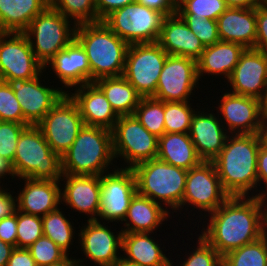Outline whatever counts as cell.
Masks as SVG:
<instances>
[{"label":"cell","mask_w":267,"mask_h":266,"mask_svg":"<svg viewBox=\"0 0 267 266\" xmlns=\"http://www.w3.org/2000/svg\"><path fill=\"white\" fill-rule=\"evenodd\" d=\"M53 152L62 156L84 126L78 105L65 94L37 124Z\"/></svg>","instance_id":"12"},{"label":"cell","mask_w":267,"mask_h":266,"mask_svg":"<svg viewBox=\"0 0 267 266\" xmlns=\"http://www.w3.org/2000/svg\"><path fill=\"white\" fill-rule=\"evenodd\" d=\"M266 233H267V210H266Z\"/></svg>","instance_id":"60"},{"label":"cell","mask_w":267,"mask_h":266,"mask_svg":"<svg viewBox=\"0 0 267 266\" xmlns=\"http://www.w3.org/2000/svg\"><path fill=\"white\" fill-rule=\"evenodd\" d=\"M189 255L182 266H222V256L201 235L197 248Z\"/></svg>","instance_id":"44"},{"label":"cell","mask_w":267,"mask_h":266,"mask_svg":"<svg viewBox=\"0 0 267 266\" xmlns=\"http://www.w3.org/2000/svg\"><path fill=\"white\" fill-rule=\"evenodd\" d=\"M157 159L186 170L202 162L189 133H164L159 137Z\"/></svg>","instance_id":"30"},{"label":"cell","mask_w":267,"mask_h":266,"mask_svg":"<svg viewBox=\"0 0 267 266\" xmlns=\"http://www.w3.org/2000/svg\"><path fill=\"white\" fill-rule=\"evenodd\" d=\"M222 266H267V233L227 253L222 257Z\"/></svg>","instance_id":"33"},{"label":"cell","mask_w":267,"mask_h":266,"mask_svg":"<svg viewBox=\"0 0 267 266\" xmlns=\"http://www.w3.org/2000/svg\"><path fill=\"white\" fill-rule=\"evenodd\" d=\"M149 233H123L122 249L126 260L141 266H173L160 244Z\"/></svg>","instance_id":"29"},{"label":"cell","mask_w":267,"mask_h":266,"mask_svg":"<svg viewBox=\"0 0 267 266\" xmlns=\"http://www.w3.org/2000/svg\"><path fill=\"white\" fill-rule=\"evenodd\" d=\"M220 41L255 48L256 9L227 8L216 20Z\"/></svg>","instance_id":"26"},{"label":"cell","mask_w":267,"mask_h":266,"mask_svg":"<svg viewBox=\"0 0 267 266\" xmlns=\"http://www.w3.org/2000/svg\"><path fill=\"white\" fill-rule=\"evenodd\" d=\"M230 196L224 191L215 165L202 161L188 170L181 209L193 205L209 213L220 207ZM184 205V206H183Z\"/></svg>","instance_id":"13"},{"label":"cell","mask_w":267,"mask_h":266,"mask_svg":"<svg viewBox=\"0 0 267 266\" xmlns=\"http://www.w3.org/2000/svg\"><path fill=\"white\" fill-rule=\"evenodd\" d=\"M0 186V220L12 215L17 209L16 198L7 192L8 190Z\"/></svg>","instance_id":"51"},{"label":"cell","mask_w":267,"mask_h":266,"mask_svg":"<svg viewBox=\"0 0 267 266\" xmlns=\"http://www.w3.org/2000/svg\"><path fill=\"white\" fill-rule=\"evenodd\" d=\"M111 266H141V265H139L137 263L130 262V261L126 260L124 257H120Z\"/></svg>","instance_id":"57"},{"label":"cell","mask_w":267,"mask_h":266,"mask_svg":"<svg viewBox=\"0 0 267 266\" xmlns=\"http://www.w3.org/2000/svg\"><path fill=\"white\" fill-rule=\"evenodd\" d=\"M24 188L16 197L17 210L26 214L43 217L60 205V180H40L23 178Z\"/></svg>","instance_id":"24"},{"label":"cell","mask_w":267,"mask_h":266,"mask_svg":"<svg viewBox=\"0 0 267 266\" xmlns=\"http://www.w3.org/2000/svg\"><path fill=\"white\" fill-rule=\"evenodd\" d=\"M81 263H83L82 260L72 259V257L69 258V256H67L61 262L52 264L50 266H81Z\"/></svg>","instance_id":"55"},{"label":"cell","mask_w":267,"mask_h":266,"mask_svg":"<svg viewBox=\"0 0 267 266\" xmlns=\"http://www.w3.org/2000/svg\"><path fill=\"white\" fill-rule=\"evenodd\" d=\"M47 65H51L53 72L66 89L91 83V70L86 51L76 39L59 51L44 68Z\"/></svg>","instance_id":"25"},{"label":"cell","mask_w":267,"mask_h":266,"mask_svg":"<svg viewBox=\"0 0 267 266\" xmlns=\"http://www.w3.org/2000/svg\"><path fill=\"white\" fill-rule=\"evenodd\" d=\"M265 141L267 142V126L264 127V132H263Z\"/></svg>","instance_id":"58"},{"label":"cell","mask_w":267,"mask_h":266,"mask_svg":"<svg viewBox=\"0 0 267 266\" xmlns=\"http://www.w3.org/2000/svg\"><path fill=\"white\" fill-rule=\"evenodd\" d=\"M118 116L133 115L142 96L123 77H103L94 81Z\"/></svg>","instance_id":"32"},{"label":"cell","mask_w":267,"mask_h":266,"mask_svg":"<svg viewBox=\"0 0 267 266\" xmlns=\"http://www.w3.org/2000/svg\"><path fill=\"white\" fill-rule=\"evenodd\" d=\"M7 174L15 178L11 163L0 156V179H3Z\"/></svg>","instance_id":"54"},{"label":"cell","mask_w":267,"mask_h":266,"mask_svg":"<svg viewBox=\"0 0 267 266\" xmlns=\"http://www.w3.org/2000/svg\"><path fill=\"white\" fill-rule=\"evenodd\" d=\"M87 222L78 235L84 255L100 266H111L121 257L118 250L122 249L123 232L115 235L100 219Z\"/></svg>","instance_id":"19"},{"label":"cell","mask_w":267,"mask_h":266,"mask_svg":"<svg viewBox=\"0 0 267 266\" xmlns=\"http://www.w3.org/2000/svg\"><path fill=\"white\" fill-rule=\"evenodd\" d=\"M198 81L197 61L168 55L157 82V90L152 97L164 102L190 101L189 97L199 85Z\"/></svg>","instance_id":"14"},{"label":"cell","mask_w":267,"mask_h":266,"mask_svg":"<svg viewBox=\"0 0 267 266\" xmlns=\"http://www.w3.org/2000/svg\"><path fill=\"white\" fill-rule=\"evenodd\" d=\"M167 56L157 42L130 44L123 77L142 97H152Z\"/></svg>","instance_id":"10"},{"label":"cell","mask_w":267,"mask_h":266,"mask_svg":"<svg viewBox=\"0 0 267 266\" xmlns=\"http://www.w3.org/2000/svg\"><path fill=\"white\" fill-rule=\"evenodd\" d=\"M27 126L29 125L0 121V156L11 164L15 157L19 136Z\"/></svg>","instance_id":"42"},{"label":"cell","mask_w":267,"mask_h":266,"mask_svg":"<svg viewBox=\"0 0 267 266\" xmlns=\"http://www.w3.org/2000/svg\"><path fill=\"white\" fill-rule=\"evenodd\" d=\"M112 131L114 157L122 159L132 169L134 166L156 159L159 138L150 133L134 115L119 116Z\"/></svg>","instance_id":"9"},{"label":"cell","mask_w":267,"mask_h":266,"mask_svg":"<svg viewBox=\"0 0 267 266\" xmlns=\"http://www.w3.org/2000/svg\"><path fill=\"white\" fill-rule=\"evenodd\" d=\"M77 88L75 93L67 94L78 105L84 125L112 130L119 116L112 109L102 90L94 82Z\"/></svg>","instance_id":"22"},{"label":"cell","mask_w":267,"mask_h":266,"mask_svg":"<svg viewBox=\"0 0 267 266\" xmlns=\"http://www.w3.org/2000/svg\"><path fill=\"white\" fill-rule=\"evenodd\" d=\"M135 2L136 0H95L97 22L102 21L112 11Z\"/></svg>","instance_id":"47"},{"label":"cell","mask_w":267,"mask_h":266,"mask_svg":"<svg viewBox=\"0 0 267 266\" xmlns=\"http://www.w3.org/2000/svg\"><path fill=\"white\" fill-rule=\"evenodd\" d=\"M61 209L57 208L54 211L41 217L43 236L50 238L57 244L67 255L70 245H73L72 238L75 232L71 222L65 218ZM72 243V244H71Z\"/></svg>","instance_id":"34"},{"label":"cell","mask_w":267,"mask_h":266,"mask_svg":"<svg viewBox=\"0 0 267 266\" xmlns=\"http://www.w3.org/2000/svg\"><path fill=\"white\" fill-rule=\"evenodd\" d=\"M6 266H37L31 253L26 248H16L11 253Z\"/></svg>","instance_id":"50"},{"label":"cell","mask_w":267,"mask_h":266,"mask_svg":"<svg viewBox=\"0 0 267 266\" xmlns=\"http://www.w3.org/2000/svg\"><path fill=\"white\" fill-rule=\"evenodd\" d=\"M15 246L9 245L0 239V266H6Z\"/></svg>","instance_id":"53"},{"label":"cell","mask_w":267,"mask_h":266,"mask_svg":"<svg viewBox=\"0 0 267 266\" xmlns=\"http://www.w3.org/2000/svg\"><path fill=\"white\" fill-rule=\"evenodd\" d=\"M49 5L76 26L97 22L95 0H49Z\"/></svg>","instance_id":"36"},{"label":"cell","mask_w":267,"mask_h":266,"mask_svg":"<svg viewBox=\"0 0 267 266\" xmlns=\"http://www.w3.org/2000/svg\"><path fill=\"white\" fill-rule=\"evenodd\" d=\"M133 115L150 133L158 138L165 133L164 101L153 97H142Z\"/></svg>","instance_id":"35"},{"label":"cell","mask_w":267,"mask_h":266,"mask_svg":"<svg viewBox=\"0 0 267 266\" xmlns=\"http://www.w3.org/2000/svg\"><path fill=\"white\" fill-rule=\"evenodd\" d=\"M228 8L256 9L267 2V0H225Z\"/></svg>","instance_id":"52"},{"label":"cell","mask_w":267,"mask_h":266,"mask_svg":"<svg viewBox=\"0 0 267 266\" xmlns=\"http://www.w3.org/2000/svg\"><path fill=\"white\" fill-rule=\"evenodd\" d=\"M200 112L192 117L189 135L202 161H212L224 147L228 130L216 114Z\"/></svg>","instance_id":"21"},{"label":"cell","mask_w":267,"mask_h":266,"mask_svg":"<svg viewBox=\"0 0 267 266\" xmlns=\"http://www.w3.org/2000/svg\"><path fill=\"white\" fill-rule=\"evenodd\" d=\"M263 134H232L212 160L224 191L229 196H249L258 185L257 156Z\"/></svg>","instance_id":"2"},{"label":"cell","mask_w":267,"mask_h":266,"mask_svg":"<svg viewBox=\"0 0 267 266\" xmlns=\"http://www.w3.org/2000/svg\"><path fill=\"white\" fill-rule=\"evenodd\" d=\"M37 266H50L61 262L68 255L50 238L42 236L27 248Z\"/></svg>","instance_id":"40"},{"label":"cell","mask_w":267,"mask_h":266,"mask_svg":"<svg viewBox=\"0 0 267 266\" xmlns=\"http://www.w3.org/2000/svg\"><path fill=\"white\" fill-rule=\"evenodd\" d=\"M66 180L64 190H61V201L71 209L91 215L88 220H97L100 210V176L63 174Z\"/></svg>","instance_id":"20"},{"label":"cell","mask_w":267,"mask_h":266,"mask_svg":"<svg viewBox=\"0 0 267 266\" xmlns=\"http://www.w3.org/2000/svg\"><path fill=\"white\" fill-rule=\"evenodd\" d=\"M100 210L98 217L110 222H123L130 202L137 193L132 169L118 168L100 175Z\"/></svg>","instance_id":"15"},{"label":"cell","mask_w":267,"mask_h":266,"mask_svg":"<svg viewBox=\"0 0 267 266\" xmlns=\"http://www.w3.org/2000/svg\"><path fill=\"white\" fill-rule=\"evenodd\" d=\"M161 205L148 197L136 193L123 220L124 222L126 221L125 228H122L121 231L123 233H154L153 230L155 231L158 226L163 224L162 222L168 216L170 218V210Z\"/></svg>","instance_id":"27"},{"label":"cell","mask_w":267,"mask_h":266,"mask_svg":"<svg viewBox=\"0 0 267 266\" xmlns=\"http://www.w3.org/2000/svg\"><path fill=\"white\" fill-rule=\"evenodd\" d=\"M147 8L156 10L166 16H171L177 13V3L175 0H136Z\"/></svg>","instance_id":"48"},{"label":"cell","mask_w":267,"mask_h":266,"mask_svg":"<svg viewBox=\"0 0 267 266\" xmlns=\"http://www.w3.org/2000/svg\"><path fill=\"white\" fill-rule=\"evenodd\" d=\"M17 238V209L12 215L0 220V239L16 247Z\"/></svg>","instance_id":"46"},{"label":"cell","mask_w":267,"mask_h":266,"mask_svg":"<svg viewBox=\"0 0 267 266\" xmlns=\"http://www.w3.org/2000/svg\"><path fill=\"white\" fill-rule=\"evenodd\" d=\"M0 121L24 124L20 104L11 83L0 80Z\"/></svg>","instance_id":"41"},{"label":"cell","mask_w":267,"mask_h":266,"mask_svg":"<svg viewBox=\"0 0 267 266\" xmlns=\"http://www.w3.org/2000/svg\"><path fill=\"white\" fill-rule=\"evenodd\" d=\"M157 43L168 55L183 56L195 61L205 49L178 13L163 19Z\"/></svg>","instance_id":"23"},{"label":"cell","mask_w":267,"mask_h":266,"mask_svg":"<svg viewBox=\"0 0 267 266\" xmlns=\"http://www.w3.org/2000/svg\"><path fill=\"white\" fill-rule=\"evenodd\" d=\"M75 39L86 51L91 82L103 77L123 76L129 44L103 21L78 25Z\"/></svg>","instance_id":"3"},{"label":"cell","mask_w":267,"mask_h":266,"mask_svg":"<svg viewBox=\"0 0 267 266\" xmlns=\"http://www.w3.org/2000/svg\"><path fill=\"white\" fill-rule=\"evenodd\" d=\"M256 50L267 54V2L256 8Z\"/></svg>","instance_id":"45"},{"label":"cell","mask_w":267,"mask_h":266,"mask_svg":"<svg viewBox=\"0 0 267 266\" xmlns=\"http://www.w3.org/2000/svg\"><path fill=\"white\" fill-rule=\"evenodd\" d=\"M40 77L41 74L30 80L11 83L26 125H37L68 92L59 87L42 85Z\"/></svg>","instance_id":"16"},{"label":"cell","mask_w":267,"mask_h":266,"mask_svg":"<svg viewBox=\"0 0 267 266\" xmlns=\"http://www.w3.org/2000/svg\"><path fill=\"white\" fill-rule=\"evenodd\" d=\"M189 29L198 37L204 47L211 46L220 41L216 20L195 17L193 15H180Z\"/></svg>","instance_id":"43"},{"label":"cell","mask_w":267,"mask_h":266,"mask_svg":"<svg viewBox=\"0 0 267 266\" xmlns=\"http://www.w3.org/2000/svg\"><path fill=\"white\" fill-rule=\"evenodd\" d=\"M71 23V20L69 21L59 11L48 5L33 18L23 32L29 40L35 57L44 66L75 39L77 26Z\"/></svg>","instance_id":"7"},{"label":"cell","mask_w":267,"mask_h":266,"mask_svg":"<svg viewBox=\"0 0 267 266\" xmlns=\"http://www.w3.org/2000/svg\"><path fill=\"white\" fill-rule=\"evenodd\" d=\"M261 109H262V124L263 127L267 126V92L263 100L261 101Z\"/></svg>","instance_id":"56"},{"label":"cell","mask_w":267,"mask_h":266,"mask_svg":"<svg viewBox=\"0 0 267 266\" xmlns=\"http://www.w3.org/2000/svg\"><path fill=\"white\" fill-rule=\"evenodd\" d=\"M5 33V31L3 30V28L1 27V24H0V36L3 35Z\"/></svg>","instance_id":"59"},{"label":"cell","mask_w":267,"mask_h":266,"mask_svg":"<svg viewBox=\"0 0 267 266\" xmlns=\"http://www.w3.org/2000/svg\"><path fill=\"white\" fill-rule=\"evenodd\" d=\"M187 102H164L165 133H189L196 112Z\"/></svg>","instance_id":"37"},{"label":"cell","mask_w":267,"mask_h":266,"mask_svg":"<svg viewBox=\"0 0 267 266\" xmlns=\"http://www.w3.org/2000/svg\"><path fill=\"white\" fill-rule=\"evenodd\" d=\"M137 193L152 201L181 209L188 170L170 165L159 159L142 162L132 168Z\"/></svg>","instance_id":"6"},{"label":"cell","mask_w":267,"mask_h":266,"mask_svg":"<svg viewBox=\"0 0 267 266\" xmlns=\"http://www.w3.org/2000/svg\"><path fill=\"white\" fill-rule=\"evenodd\" d=\"M228 8L225 0H179L177 13L195 17L217 20Z\"/></svg>","instance_id":"38"},{"label":"cell","mask_w":267,"mask_h":266,"mask_svg":"<svg viewBox=\"0 0 267 266\" xmlns=\"http://www.w3.org/2000/svg\"><path fill=\"white\" fill-rule=\"evenodd\" d=\"M49 0H0V24L7 33H23Z\"/></svg>","instance_id":"31"},{"label":"cell","mask_w":267,"mask_h":266,"mask_svg":"<svg viewBox=\"0 0 267 266\" xmlns=\"http://www.w3.org/2000/svg\"><path fill=\"white\" fill-rule=\"evenodd\" d=\"M220 102L217 109L229 134H263L260 100L230 91L222 95Z\"/></svg>","instance_id":"17"},{"label":"cell","mask_w":267,"mask_h":266,"mask_svg":"<svg viewBox=\"0 0 267 266\" xmlns=\"http://www.w3.org/2000/svg\"><path fill=\"white\" fill-rule=\"evenodd\" d=\"M19 179L61 180V156L53 152L37 125L27 126L19 136L11 164Z\"/></svg>","instance_id":"5"},{"label":"cell","mask_w":267,"mask_h":266,"mask_svg":"<svg viewBox=\"0 0 267 266\" xmlns=\"http://www.w3.org/2000/svg\"><path fill=\"white\" fill-rule=\"evenodd\" d=\"M257 175L258 184L263 181L264 186L266 185V191H263V196L267 197V142L265 140L261 143L257 156Z\"/></svg>","instance_id":"49"},{"label":"cell","mask_w":267,"mask_h":266,"mask_svg":"<svg viewBox=\"0 0 267 266\" xmlns=\"http://www.w3.org/2000/svg\"><path fill=\"white\" fill-rule=\"evenodd\" d=\"M43 236L42 219L17 210L16 248H28Z\"/></svg>","instance_id":"39"},{"label":"cell","mask_w":267,"mask_h":266,"mask_svg":"<svg viewBox=\"0 0 267 266\" xmlns=\"http://www.w3.org/2000/svg\"><path fill=\"white\" fill-rule=\"evenodd\" d=\"M61 160L63 174L100 176L109 172L108 167L115 160L112 131L84 125Z\"/></svg>","instance_id":"4"},{"label":"cell","mask_w":267,"mask_h":266,"mask_svg":"<svg viewBox=\"0 0 267 266\" xmlns=\"http://www.w3.org/2000/svg\"><path fill=\"white\" fill-rule=\"evenodd\" d=\"M228 83L232 93L262 101L267 92V54L254 48H246Z\"/></svg>","instance_id":"18"},{"label":"cell","mask_w":267,"mask_h":266,"mask_svg":"<svg viewBox=\"0 0 267 266\" xmlns=\"http://www.w3.org/2000/svg\"><path fill=\"white\" fill-rule=\"evenodd\" d=\"M266 200L267 197L260 191L252 197L230 196L209 213V223L206 229L203 228L201 236L222 257L258 240L266 233Z\"/></svg>","instance_id":"1"},{"label":"cell","mask_w":267,"mask_h":266,"mask_svg":"<svg viewBox=\"0 0 267 266\" xmlns=\"http://www.w3.org/2000/svg\"><path fill=\"white\" fill-rule=\"evenodd\" d=\"M245 49L239 43L226 41H218L205 47L197 60L198 78H202L203 73H208L211 76L224 75L228 80Z\"/></svg>","instance_id":"28"},{"label":"cell","mask_w":267,"mask_h":266,"mask_svg":"<svg viewBox=\"0 0 267 266\" xmlns=\"http://www.w3.org/2000/svg\"><path fill=\"white\" fill-rule=\"evenodd\" d=\"M165 16L137 2L116 9L102 21L130 44L157 42Z\"/></svg>","instance_id":"8"},{"label":"cell","mask_w":267,"mask_h":266,"mask_svg":"<svg viewBox=\"0 0 267 266\" xmlns=\"http://www.w3.org/2000/svg\"><path fill=\"white\" fill-rule=\"evenodd\" d=\"M42 70L44 65L35 57L24 33L5 32L0 36L1 81L30 80L42 74Z\"/></svg>","instance_id":"11"}]
</instances>
